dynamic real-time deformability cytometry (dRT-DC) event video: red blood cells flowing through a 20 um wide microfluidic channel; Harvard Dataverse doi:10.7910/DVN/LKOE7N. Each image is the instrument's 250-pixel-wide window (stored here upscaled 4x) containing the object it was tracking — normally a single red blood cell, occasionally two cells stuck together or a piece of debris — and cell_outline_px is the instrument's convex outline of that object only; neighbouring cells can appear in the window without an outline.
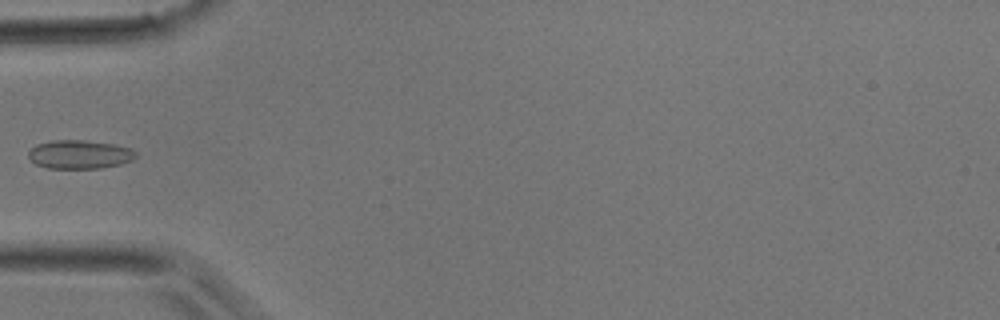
{"species": "common noctule bat (a hibernating species)", "species_latin": "Nyctalus noctula", "temperature_condition": "room temperature", "stored_images_in_passage": 2, "camera_frame_rate_fps": 3000, "um_per_image_px": 0.085, "animal": {"sex": "male", "body_mass_g": 17.9}, "frame": {"image": 1, "passage_image": 2, "time_ms": 2.0, "image_size_px": [1000, 320], "cell_outline_px": [[136, 156], [132, 160], [120, 164], [100, 168], [48, 168], [36, 164], [28, 156], [28, 152], [36, 144], [52, 140], [84, 140], [112, 144], [132, 148], [136, 152]], "centroid_in_image_um": [6.77, 13.12], "position_along_channel_um": 78.2, "area_um2": 17.86}}